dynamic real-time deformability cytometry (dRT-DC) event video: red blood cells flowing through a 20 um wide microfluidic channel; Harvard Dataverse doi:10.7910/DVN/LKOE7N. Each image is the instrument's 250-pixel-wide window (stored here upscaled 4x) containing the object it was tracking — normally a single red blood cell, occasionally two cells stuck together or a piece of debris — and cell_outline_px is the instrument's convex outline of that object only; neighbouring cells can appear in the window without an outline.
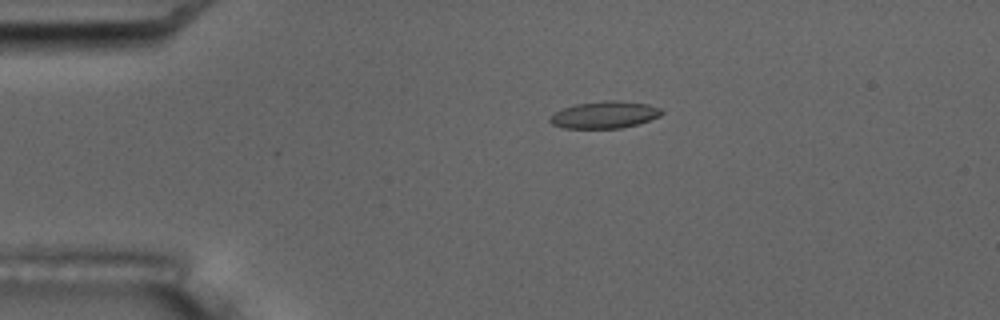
{"species": "common noctule bat (a hibernating species)", "species_latin": "Nyctalus noctula", "temperature_condition": "room temperature", "stored_images_in_passage": 4, "camera_frame_rate_fps": 3000, "um_per_image_px": 0.085, "animal": {"sex": "male", "body_mass_g": 17.5, "forearm_length_mm": 52.3}, "frame": {"image": 1, "passage_image": 2, "time_ms": 1.333, "image_size_px": [1000, 320], "cell_outline_px": [[664, 112], [660, 116], [636, 124], [620, 128], [564, 128], [552, 124], [548, 120], [548, 116], [564, 108], [576, 104], [604, 100], [616, 100], [648, 104], [664, 108]], "centroid_in_image_um": [51.4, 9.75], "position_along_channel_um": 33.6, "area_um2": 17.63}}